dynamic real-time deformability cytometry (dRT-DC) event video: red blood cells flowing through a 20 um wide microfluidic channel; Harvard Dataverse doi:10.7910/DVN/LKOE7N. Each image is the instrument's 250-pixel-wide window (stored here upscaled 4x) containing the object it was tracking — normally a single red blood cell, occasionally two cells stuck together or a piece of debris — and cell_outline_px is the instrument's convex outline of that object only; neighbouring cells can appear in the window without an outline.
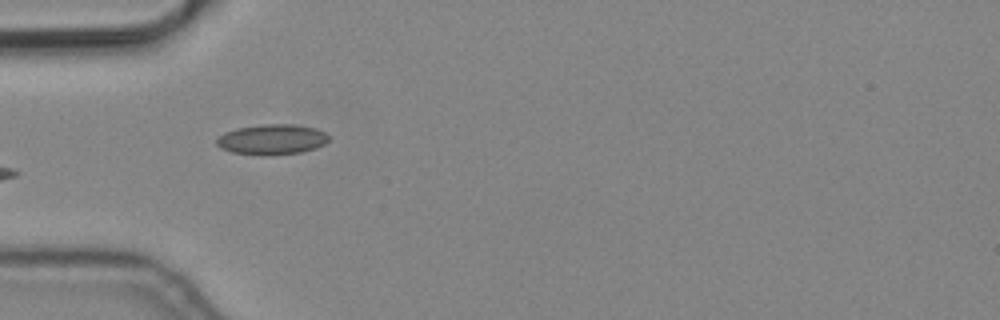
{"species": "common noctule bat (a hibernating species)", "species_latin": "Nyctalus noctula", "temperature_condition": "cold", "stored_images_in_passage": 5, "camera_frame_rate_fps": 3000, "um_per_image_px": 0.085, "animal": {"sex": "male", "body_mass_g": 19.2, "forearm_length_mm": 51.8}, "frame": {"image": 1, "passage_image": 5, "time_ms": 1.333, "image_size_px": [1000, 320], "cell_outline_px": [[328, 140], [324, 144], [316, 148], [300, 152], [264, 156], [232, 152], [220, 148], [216, 144], [216, 140], [224, 132], [236, 128], [264, 124], [292, 124], [316, 128], [324, 132], [328, 136]], "centroid_in_image_um": [23.1, 11.85], "position_along_channel_um": 61.9, "area_um2": 19.83}}